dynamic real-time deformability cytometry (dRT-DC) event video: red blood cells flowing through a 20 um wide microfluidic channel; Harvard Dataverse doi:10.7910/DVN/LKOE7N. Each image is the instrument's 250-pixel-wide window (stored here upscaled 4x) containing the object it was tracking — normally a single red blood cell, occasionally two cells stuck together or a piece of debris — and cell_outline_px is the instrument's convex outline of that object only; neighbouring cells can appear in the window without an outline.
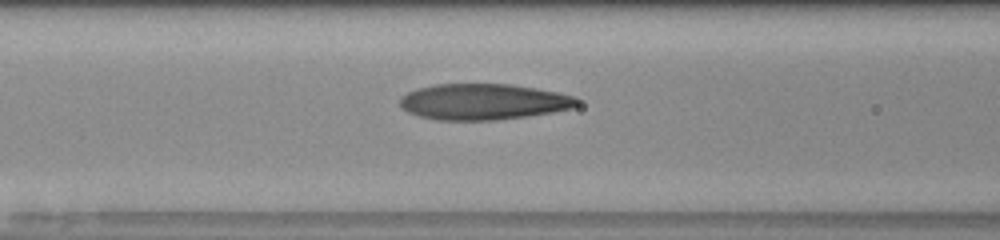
{"species": "human", "species_latin": "Homo sapiens", "temperature_condition": "room temperature", "stored_images_in_passage": 27, "camera_frame_rate_fps": 3000, "um_per_image_px": 0.085, "donor": {"sex": "male"}, "frame": {"image": 1, "passage_image": 5, "time_ms": 1.333, "image_size_px": [1000, 240], "cell_outline_px": [[580, 104], [572, 108], [552, 112], [528, 116], [496, 120], [436, 120], [420, 116], [408, 112], [400, 104], [400, 96], [408, 92], [420, 88], [436, 84], [508, 84], [536, 88], [576, 96], [580, 100]], "centroid_in_image_um": [41.12, 8.65], "position_along_channel_um": 125.5, "area_um2": 37.17}}